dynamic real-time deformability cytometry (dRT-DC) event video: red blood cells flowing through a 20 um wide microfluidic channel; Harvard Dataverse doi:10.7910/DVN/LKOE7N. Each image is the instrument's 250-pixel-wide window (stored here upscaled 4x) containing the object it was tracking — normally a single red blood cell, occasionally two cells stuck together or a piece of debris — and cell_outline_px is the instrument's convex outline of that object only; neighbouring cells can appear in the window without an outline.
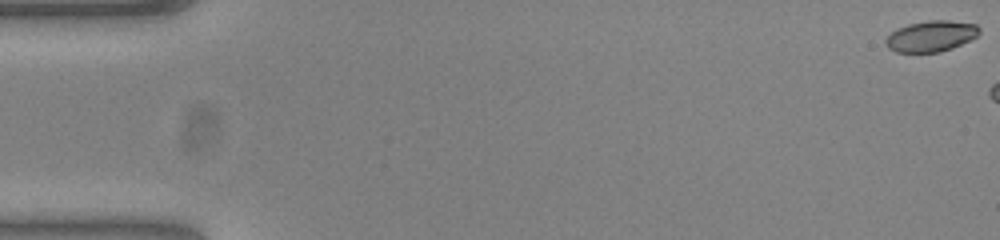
{"species": "common noctule bat (a hibernating species)", "species_latin": "Nyctalus noctula", "temperature_condition": "warm", "stored_images_in_passage": 6, "camera_frame_rate_fps": 3000, "um_per_image_px": 0.085, "animal": {"sex": "female", "body_mass_g": 23.0, "forearm_length_mm": 53.4}, "frame": {"image": 1, "passage_image": 1, "time_ms": 0.0, "image_size_px": [1000, 240], "cell_outline_px": [[980, 32], [976, 36], [952, 48], [940, 52], [896, 52], [888, 48], [884, 40], [896, 28], [908, 24], [928, 20], [948, 20], [976, 24], [980, 28]], "centroid_in_image_um": [79.12, 3.06], "position_along_channel_um": 5.9, "area_um2": 16.82}}